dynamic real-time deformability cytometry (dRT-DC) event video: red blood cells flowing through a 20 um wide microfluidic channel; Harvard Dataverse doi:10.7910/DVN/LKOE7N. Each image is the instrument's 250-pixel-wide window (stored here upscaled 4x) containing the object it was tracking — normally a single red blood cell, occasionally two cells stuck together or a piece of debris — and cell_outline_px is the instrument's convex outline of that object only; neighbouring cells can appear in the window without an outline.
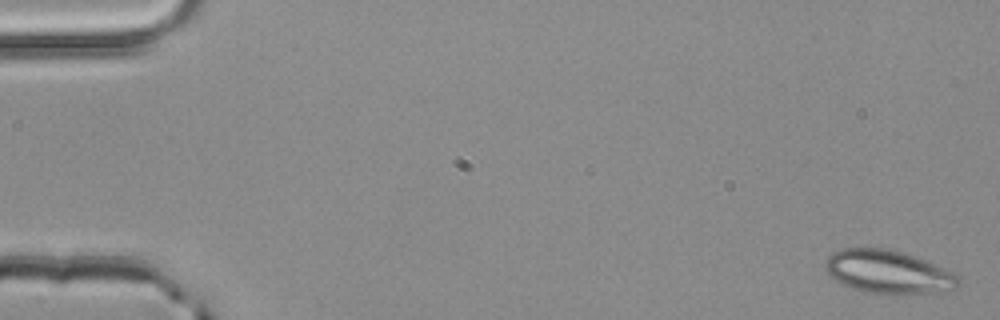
{"species": "common noctule bat (a hibernating species)", "species_latin": "Nyctalus noctula", "temperature_condition": "room temperature", "stored_images_in_passage": 51, "camera_frame_rate_fps": 3000, "um_per_image_px": 0.085, "animal": {"sex": "male", "body_mass_g": 20.4}, "frame": {"image": 1, "passage_image": 1, "time_ms": 0.0, "image_size_px": [1000, 320], "cell_outline_px": [[960, 284], [956, 288], [932, 292], [904, 296], [896, 296], [864, 292], [840, 284], [824, 268], [824, 260], [832, 252], [844, 248], [884, 248], [904, 252], [924, 260], [952, 272], [960, 280]], "centroid_in_image_um": [75.45, 23.14], "position_along_channel_um": 9.5, "area_um2": 33.93}}
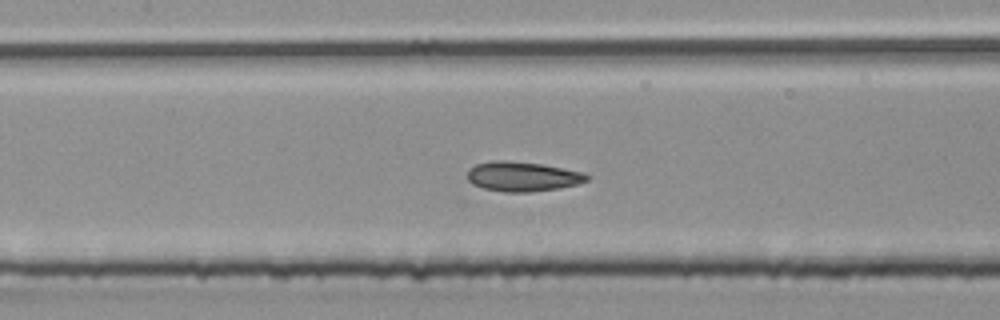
{"frame": {"image": 2, "passage_image": 24, "time_ms": 7.667, "image_size_px": [1000, 320], "cell_outline_px": [[592, 176], [588, 180], [576, 184], [560, 188], [528, 192], [504, 192], [484, 188], [472, 184], [468, 180], [468, 168], [476, 164], [492, 160], [504, 160], [540, 164], [584, 172]], "centroid_in_image_um": [44.41, 15.0], "position_along_channel_um": 163.0, "area_um2": 20.69}}
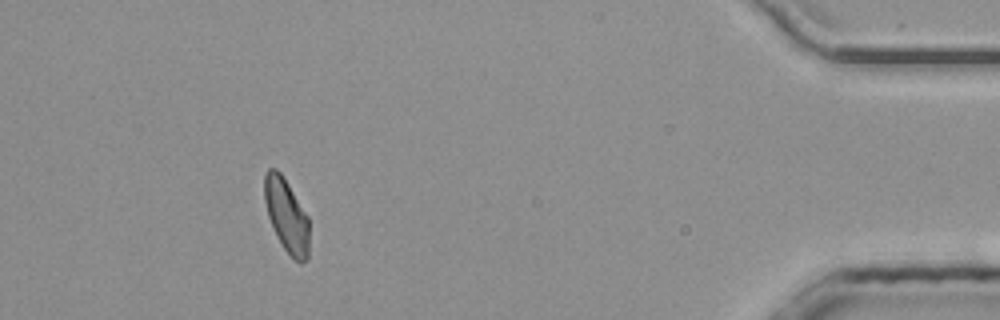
{"frame": {"image": 3, "passage_image": 47, "time_ms": 15.333, "image_size_px": [1000, 320], "cell_outline_px": [[308, 260], [300, 264], [284, 248], [268, 216], [264, 200], [264, 176], [268, 168], [276, 168], [280, 172], [288, 184], [308, 216]], "centroid_in_image_um": [24.35, 18.29], "position_along_channel_um": 410.8, "area_um2": 18.79}, "authors_computed_cell_mechanics": {"area_um2": 20.23, "velocity_mm_per_s": 4.0456, "shape_relaxation_time_tau1_ms": null, "shape_relaxation_time_tau2_ms": 2.4172, "deformation_change_tau1": null, "deformation_change_tau2": 0.073}}